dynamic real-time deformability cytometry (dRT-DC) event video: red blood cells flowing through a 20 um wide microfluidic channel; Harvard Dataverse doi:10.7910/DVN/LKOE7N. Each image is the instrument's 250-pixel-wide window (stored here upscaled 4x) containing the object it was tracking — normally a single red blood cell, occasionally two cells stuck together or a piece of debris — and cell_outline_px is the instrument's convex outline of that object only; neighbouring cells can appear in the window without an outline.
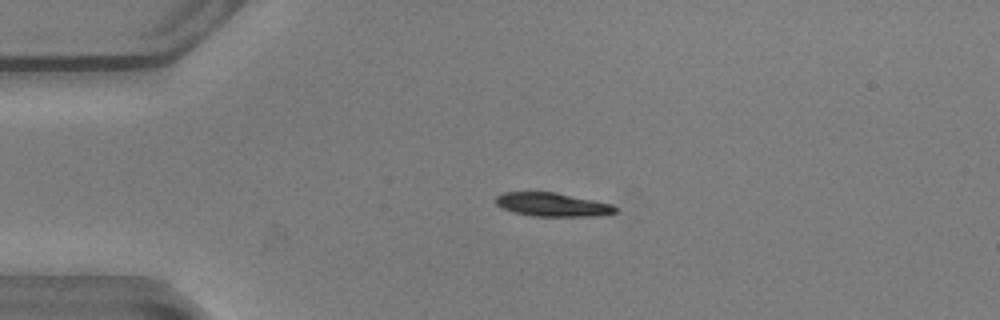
{"species": "common noctule bat (a hibernating species)", "species_latin": "Nyctalus noctula", "temperature_condition": "warm", "stored_images_in_passage": 51, "camera_frame_rate_fps": 3000, "um_per_image_px": 0.085, "animal": {"sex": "male", "body_mass_g": 20.5, "forearm_length_mm": 52.5}, "frame": {"image": 1, "passage_image": 10, "time_ms": 3.0, "image_size_px": [1000, 320], "cell_outline_px": [[616, 212], [600, 216], [532, 216], [512, 212], [496, 204], [496, 196], [504, 192], [556, 192], [612, 204], [616, 208]], "centroid_in_image_um": [46.95, 17.39], "position_along_channel_um": 38.1, "area_um2": 16.42}}
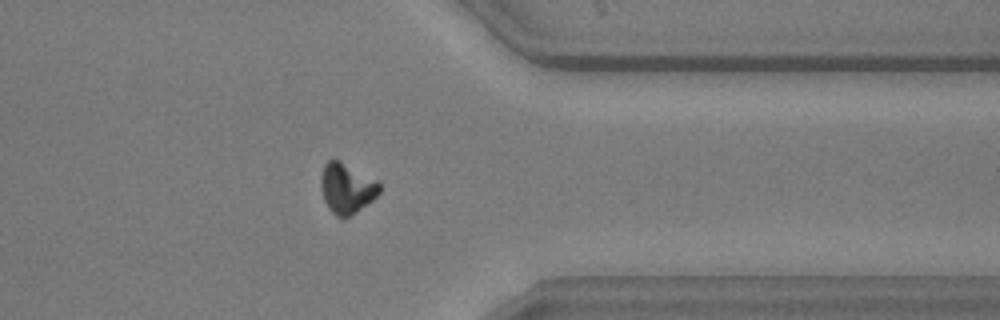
{"frame": {"image": 2, "passage_image": 40, "time_ms": 13.0, "image_size_px": [1000, 320], "cell_outline_px": [[380, 192], [372, 200], [352, 216], [344, 220], [336, 216], [328, 208], [324, 200], [320, 188], [320, 180], [324, 164], [328, 160], [340, 160], [376, 180], [380, 184]], "centroid_in_image_um": [29.45, 16.03], "position_along_channel_um": 382.0, "area_um2": 17.34}}
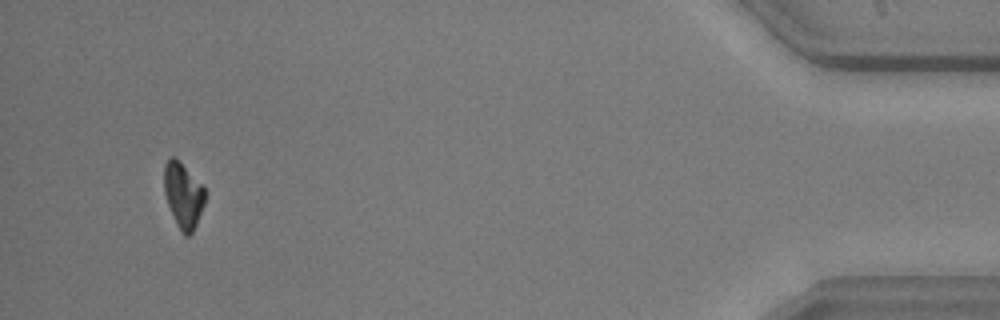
{"frame": {"image": 3, "passage_image": 48, "time_ms": 15.667, "image_size_px": [1000, 320], "cell_outline_px": [[208, 196], [196, 224], [192, 232], [188, 236], [184, 236], [180, 232], [176, 224], [168, 204], [164, 192], [164, 164], [172, 156], [176, 156], [180, 160], [208, 192]], "centroid_in_image_um": [15.59, 16.58], "position_along_channel_um": 419.6, "area_um2": 15.9}, "authors_computed_cell_mechanics": {"area_um2": 17.3978, "velocity_mm_per_s": 3.852, "shape_relaxation_time_tau1_ms": 1.6755, "shape_relaxation_time_tau2_ms": null, "deformation_change_tau1": 0.1567, "deformation_change_tau2": null}}